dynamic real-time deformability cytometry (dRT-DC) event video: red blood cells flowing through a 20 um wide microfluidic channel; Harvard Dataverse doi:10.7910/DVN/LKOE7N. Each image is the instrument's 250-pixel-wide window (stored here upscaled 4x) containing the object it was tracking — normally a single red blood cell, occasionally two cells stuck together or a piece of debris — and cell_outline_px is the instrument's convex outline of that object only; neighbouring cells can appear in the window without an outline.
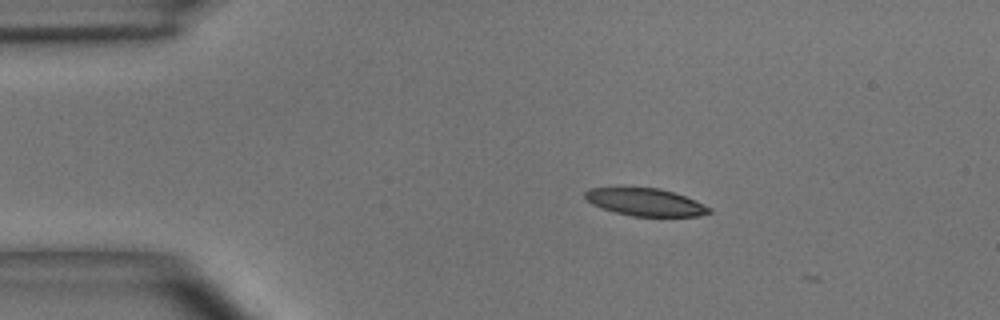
{"species": "common noctule bat (a hibernating species)", "species_latin": "Nyctalus noctula", "temperature_condition": "room temperature", "stored_images_in_passage": 2, "camera_frame_rate_fps": 3000, "um_per_image_px": 0.085, "animal": {"sex": "male", "body_mass_g": 15.6}, "frame": {"image": 1, "passage_image": 1, "time_ms": 0.0, "image_size_px": [1000, 320], "cell_outline_px": [[712, 212], [700, 216], [632, 216], [616, 212], [592, 204], [584, 196], [584, 192], [588, 188], [660, 188], [684, 196], [712, 208]], "centroid_in_image_um": [54.87, 17.18], "position_along_channel_um": 30.1, "area_um2": 19.59}}